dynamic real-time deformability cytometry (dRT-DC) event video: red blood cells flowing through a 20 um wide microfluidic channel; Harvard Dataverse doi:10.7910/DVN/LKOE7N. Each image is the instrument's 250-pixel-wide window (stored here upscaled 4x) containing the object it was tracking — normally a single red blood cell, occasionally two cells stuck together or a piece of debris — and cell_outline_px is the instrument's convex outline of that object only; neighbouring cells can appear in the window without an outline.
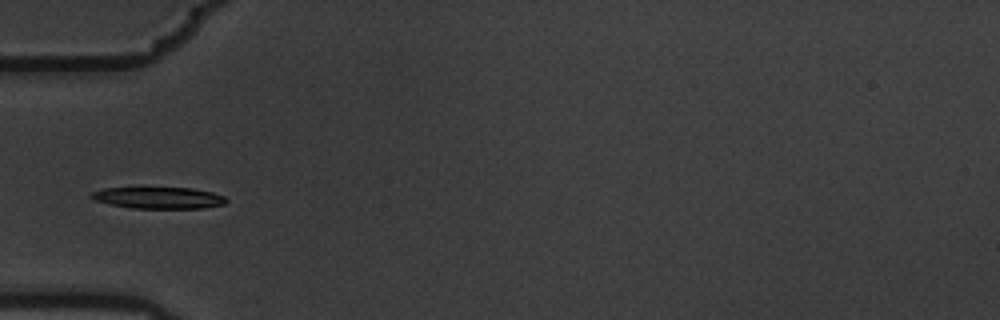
{"species": "common noctule bat (a hibernating species)", "species_latin": "Nyctalus noctula", "temperature_condition": "warm", "stored_images_in_passage": 6, "camera_frame_rate_fps": 3000, "um_per_image_px": 0.085, "animal": {"sex": "male", "body_mass_g": 19.5, "forearm_length_mm": 54.6}, "frame": {"image": 1, "passage_image": 6, "time_ms": 1.667, "image_size_px": [1000, 320], "cell_outline_px": [[228, 200], [224, 204], [204, 208], [132, 208], [112, 204], [96, 200], [88, 196], [92, 192], [104, 188], [192, 188], [212, 192], [224, 196]], "centroid_in_image_um": [13.51, 16.81], "position_along_channel_um": 71.5, "area_um2": 16.76}}